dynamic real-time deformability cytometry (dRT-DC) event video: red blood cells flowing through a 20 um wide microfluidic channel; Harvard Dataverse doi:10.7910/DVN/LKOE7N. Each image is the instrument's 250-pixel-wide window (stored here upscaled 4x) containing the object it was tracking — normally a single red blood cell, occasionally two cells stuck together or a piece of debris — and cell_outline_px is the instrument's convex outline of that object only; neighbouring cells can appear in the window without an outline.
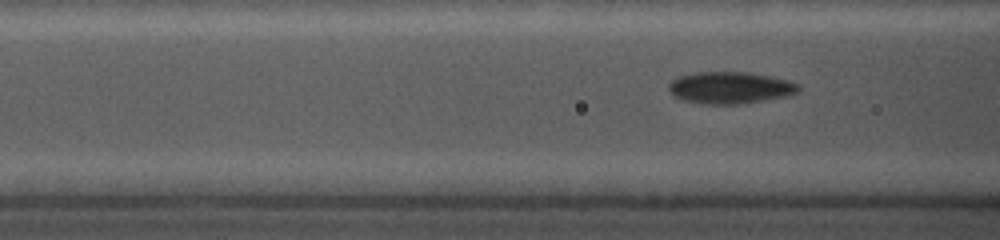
{"species": "common noctule bat (a hibernating species)", "species_latin": "Nyctalus noctula", "temperature_condition": "cold", "stored_images_in_passage": 9, "camera_frame_rate_fps": 5000, "um_per_image_px": 0.085, "animal": {"sex": "female", "body_mass_g": 19.0, "forearm_length_mm": 56.7}, "frame": {"image": 1, "passage_image": 7, "time_ms": 1.2, "image_size_px": [1000, 240], "cell_outline_px": [[800, 88], [796, 92], [784, 96], [764, 100], [740, 104], [704, 104], [684, 100], [672, 96], [668, 88], [668, 84], [672, 80], [680, 76], [696, 72], [748, 72], [788, 80], [796, 84]], "centroid_in_image_um": [62.0, 7.45], "position_along_channel_um": 104.6, "area_um2": 23.87}}